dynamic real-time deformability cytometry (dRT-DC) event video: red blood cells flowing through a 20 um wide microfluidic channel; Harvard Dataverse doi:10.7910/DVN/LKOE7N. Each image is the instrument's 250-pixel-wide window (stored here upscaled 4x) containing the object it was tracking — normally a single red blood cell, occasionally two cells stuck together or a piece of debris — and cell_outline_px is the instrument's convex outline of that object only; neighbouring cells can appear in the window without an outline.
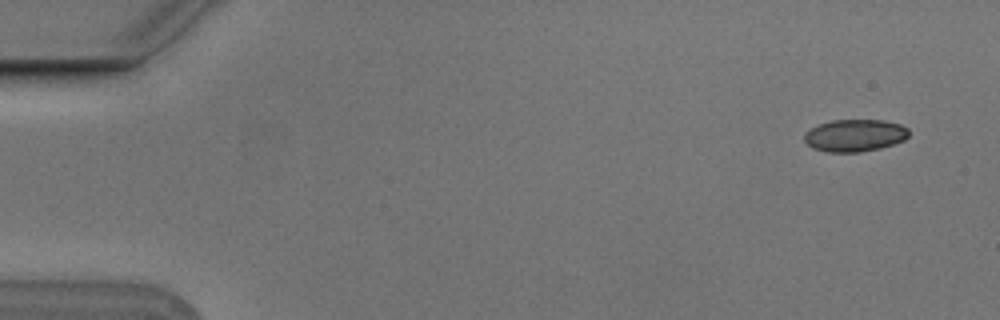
{"species": "Egyptian fruit bat (a non-hibernating species)", "species_latin": "Rousettus aegyptiacus", "temperature_condition": "cold", "stored_images_in_passage": 4, "camera_frame_rate_fps": 3000, "um_per_image_px": 0.085, "animal": {"sex": "male"}, "frame": {"image": 1, "passage_image": 2, "time_ms": 0.333, "image_size_px": [1000, 320], "cell_outline_px": [[908, 136], [904, 140], [880, 148], [860, 152], [828, 152], [812, 148], [804, 140], [804, 136], [812, 128], [820, 124], [832, 120], [884, 120], [900, 124], [908, 128]], "centroid_in_image_um": [72.68, 11.51], "position_along_channel_um": 12.3, "area_um2": 19.48}}